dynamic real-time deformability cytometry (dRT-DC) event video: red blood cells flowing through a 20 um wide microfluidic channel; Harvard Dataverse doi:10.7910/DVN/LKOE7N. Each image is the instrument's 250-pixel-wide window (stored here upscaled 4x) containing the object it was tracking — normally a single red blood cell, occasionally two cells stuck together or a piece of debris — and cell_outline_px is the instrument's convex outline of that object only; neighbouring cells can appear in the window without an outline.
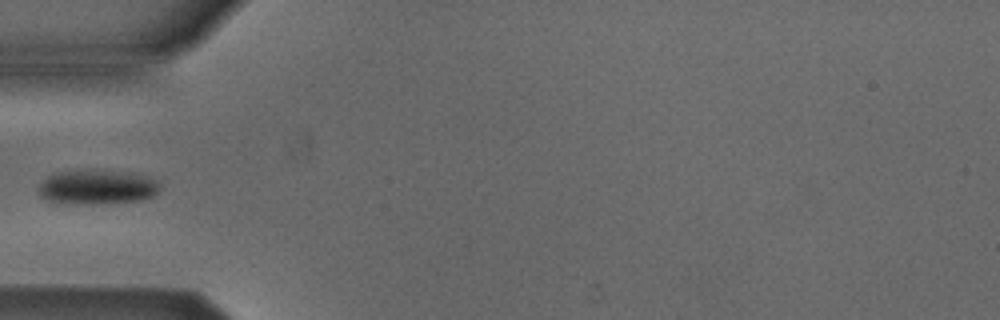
{"species": "Egyptian fruit bat (a non-hibernating species)", "species_latin": "Rousettus aegyptiacus", "temperature_condition": "cold", "stored_images_in_passage": 36, "camera_frame_rate_fps": 3000, "um_per_image_px": 0.085, "animal": {"sex": "male"}, "frame": {"image": 1, "passage_image": 1, "time_ms": 0.0, "image_size_px": [1000, 320], "cell_outline_px": [[160, 188], [152, 196], [140, 200], [88, 204], [72, 204], [44, 200], [40, 196], [40, 184], [48, 176], [56, 172], [132, 172], [156, 180], [160, 184]], "centroid_in_image_um": [8.25, 15.93], "position_along_channel_um": 76.8, "area_um2": 23.64}}
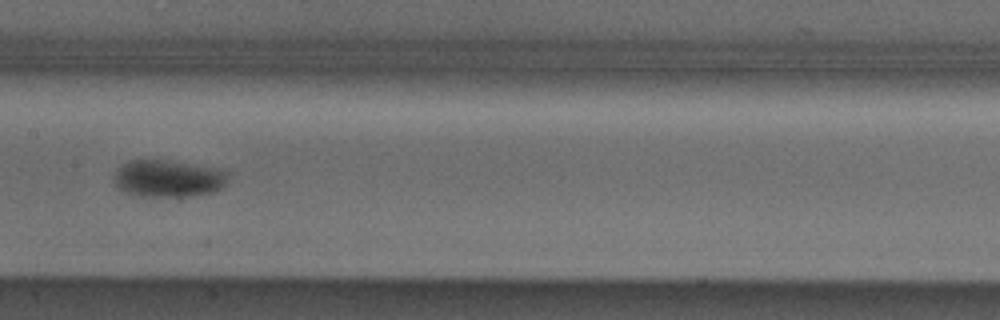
{"frame": {"image": 2, "passage_image": 10, "time_ms": 3.0, "image_size_px": [1000, 320], "cell_outline_px": [[228, 184], [212, 192], [192, 196], [140, 196], [116, 188], [116, 168], [128, 160], [164, 160], [216, 168], [228, 172]], "centroid_in_image_um": [14.32, 15.17], "position_along_channel_um": 193.1, "area_um2": 24.51}}
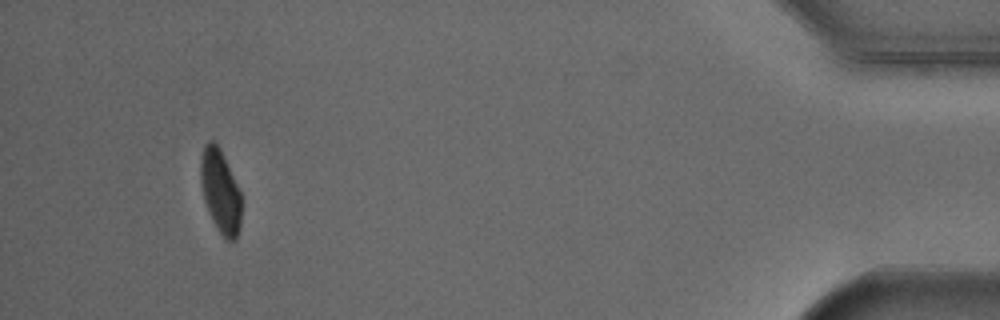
{"frame": {"image": 3, "passage_image": 33, "time_ms": 10.667, "image_size_px": [1000, 320], "cell_outline_px": [[240, 228], [236, 240], [224, 240], [216, 228], [208, 212], [204, 200], [200, 180], [200, 160], [204, 144], [208, 140], [216, 140], [224, 156], [240, 192]], "centroid_in_image_um": [18.7, 16.25], "position_along_channel_um": 416.5, "area_um2": 20.0}}